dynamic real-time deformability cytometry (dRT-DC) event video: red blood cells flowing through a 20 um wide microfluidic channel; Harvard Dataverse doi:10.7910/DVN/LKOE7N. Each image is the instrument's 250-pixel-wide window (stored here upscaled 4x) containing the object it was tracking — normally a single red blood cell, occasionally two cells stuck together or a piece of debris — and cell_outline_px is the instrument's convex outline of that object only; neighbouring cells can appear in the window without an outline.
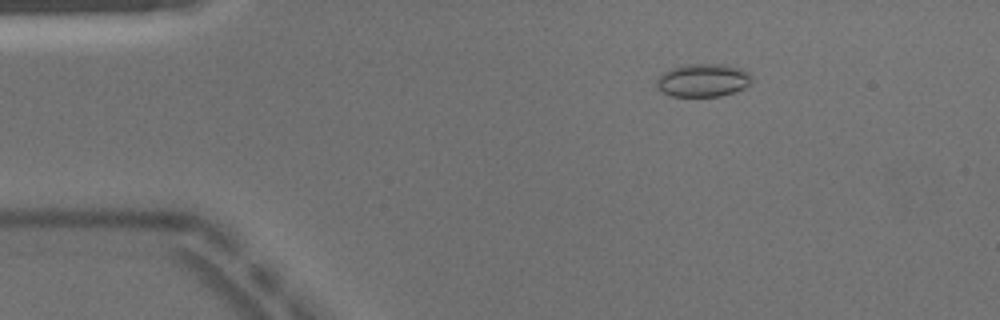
{"species": "Egyptian fruit bat (a non-hibernating species)", "species_latin": "Rousettus aegyptiacus", "temperature_condition": "warm", "stored_images_in_passage": 50, "camera_frame_rate_fps": 3000, "um_per_image_px": 0.085, "animal": {"sex": "male"}, "frame": {"image": 1, "passage_image": 8, "time_ms": 2.333, "image_size_px": [1000, 320], "cell_outline_px": [[752, 84], [744, 88], [720, 96], [672, 96], [660, 92], [656, 88], [656, 80], [664, 72], [672, 68], [688, 64], [724, 64], [740, 68], [748, 72], [752, 76]], "centroid_in_image_um": [59.76, 6.82], "position_along_channel_um": 25.2, "area_um2": 18.44}}
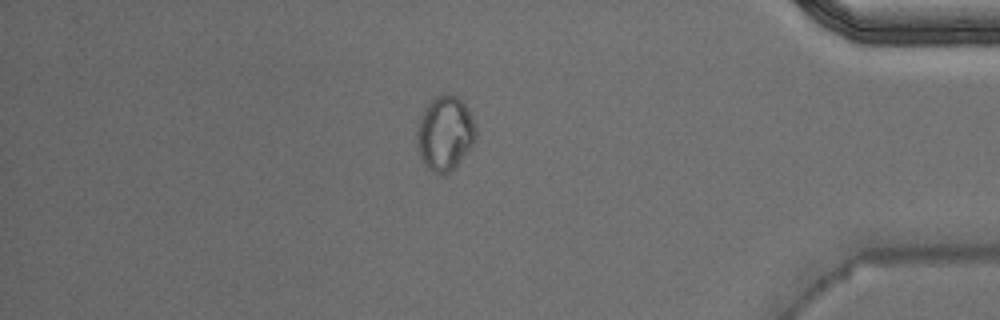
{"frame": {"image": 2, "passage_image": 43, "time_ms": 14.0, "image_size_px": [1000, 320], "cell_outline_px": [[476, 140], [456, 164], [448, 172], [440, 176], [428, 168], [424, 164], [420, 156], [416, 144], [416, 132], [420, 116], [424, 108], [436, 96], [444, 92], [456, 96], [468, 108], [472, 116], [476, 128]], "centroid_in_image_um": [37.8, 11.3], "position_along_channel_um": 397.4, "area_um2": 25.55}}
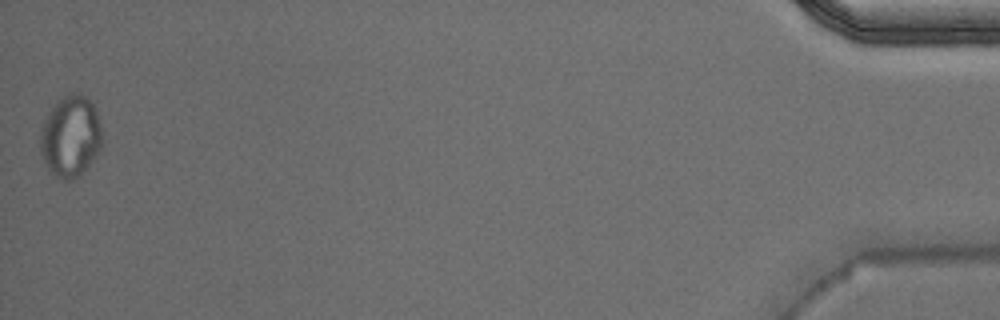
{"frame": {"image": 3, "passage_image": 50, "time_ms": 16.333, "image_size_px": [1000, 320], "cell_outline_px": [[104, 140], [100, 152], [80, 176], [72, 180], [64, 180], [56, 176], [48, 168], [40, 152], [40, 128], [48, 112], [68, 92], [80, 92], [96, 108], [104, 136]], "centroid_in_image_um": [6.04, 11.6], "position_along_channel_um": 429.2, "area_um2": 29.82}, "authors_computed_cell_mechanics": {"area_um2": 18.1492, "velocity_mm_per_s": 4.0004, "shape_relaxation_time_tau1_ms": null, "shape_relaxation_time_tau2_ms": 1.9354, "deformation_change_tau1": null, "deformation_change_tau2": 0.0416}}